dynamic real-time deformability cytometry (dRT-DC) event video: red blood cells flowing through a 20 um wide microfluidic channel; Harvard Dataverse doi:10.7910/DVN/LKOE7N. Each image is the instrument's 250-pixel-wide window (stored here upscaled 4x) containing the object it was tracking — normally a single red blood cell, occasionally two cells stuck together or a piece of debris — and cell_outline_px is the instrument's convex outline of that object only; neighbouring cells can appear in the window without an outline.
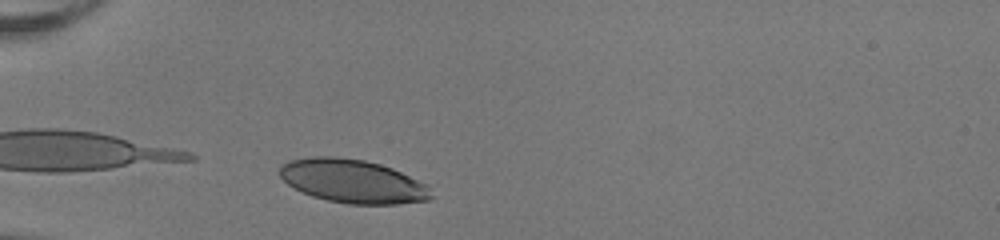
{"species": "human", "species_latin": "Homo sapiens", "temperature_condition": "room temperature", "stored_images_in_passage": 29, "camera_frame_rate_fps": 3000, "um_per_image_px": 0.085, "donor": {"sex": "female"}, "frame": {"image": 1, "passage_image": 1, "time_ms": 0.0, "image_size_px": [1000, 240], "cell_outline_px": [[436, 196], [432, 200], [396, 204], [348, 204], [328, 200], [312, 196], [288, 184], [280, 176], [280, 164], [292, 160], [312, 156], [336, 156], [364, 160], [380, 164], [392, 168], [428, 184]], "centroid_in_image_um": [30.05, 15.41], "position_along_channel_um": 54.9, "area_um2": 38.67}}
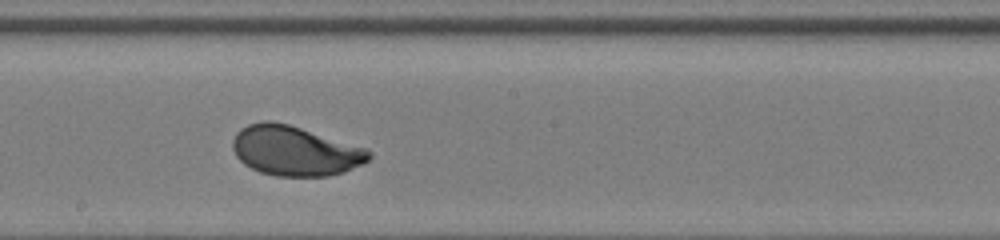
{"frame": {"image": 2, "passage_image": 15, "time_ms": 4.667, "image_size_px": [1000, 240], "cell_outline_px": [[372, 156], [364, 164], [344, 172], [328, 176], [276, 176], [260, 172], [244, 164], [236, 156], [232, 148], [232, 140], [236, 132], [240, 128], [248, 124], [264, 120], [272, 120], [288, 124], [364, 148], [372, 152]], "centroid_in_image_um": [25.04, 12.82], "position_along_channel_um": 223.2, "area_um2": 39.48}}
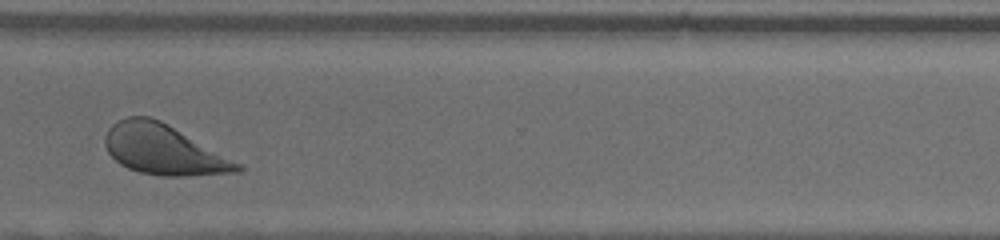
{"frame": {"image": 3, "passage_image": 25, "time_ms": 8.0, "image_size_px": [1000, 240], "cell_outline_px": [[244, 168], [240, 172], [184, 176], [160, 176], [140, 172], [128, 168], [120, 164], [108, 152], [104, 144], [104, 136], [108, 128], [112, 124], [128, 116], [152, 116], [160, 120], [244, 164]], "centroid_in_image_um": [13.93, 12.72], "position_along_channel_um": 356.7, "area_um2": 38.84}, "authors_computed_cell_mechanics": {"area_um2": 39.1306, "velocity_mm_per_s": 4.0087, "shape_relaxation_time_tau1_ms": 2.5896, "shape_relaxation_time_tau2_ms": null, "deformation_change_tau1": 0.1499, "deformation_change_tau2": null}}